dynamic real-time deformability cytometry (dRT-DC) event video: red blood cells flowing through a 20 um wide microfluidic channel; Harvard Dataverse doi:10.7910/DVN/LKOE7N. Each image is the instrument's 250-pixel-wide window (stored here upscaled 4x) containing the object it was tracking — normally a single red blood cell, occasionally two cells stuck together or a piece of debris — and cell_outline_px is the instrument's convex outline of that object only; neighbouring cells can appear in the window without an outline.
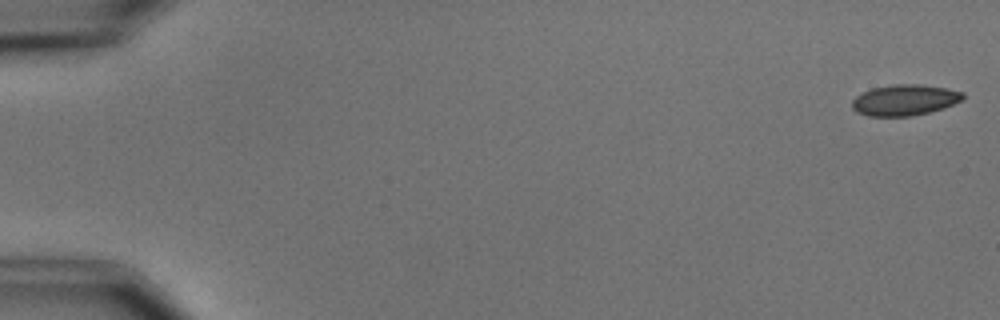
{"species": "common noctule bat (a hibernating species)", "species_latin": "Nyctalus noctula", "temperature_condition": "cold", "stored_images_in_passage": 5, "camera_frame_rate_fps": 3000, "um_per_image_px": 0.085, "animal": {"sex": "male", "body_mass_g": 15.6}, "frame": {"image": 1, "passage_image": 1, "time_ms": 0.0, "image_size_px": [1000, 320], "cell_outline_px": [[964, 100], [944, 108], [912, 116], [868, 116], [856, 112], [852, 108], [852, 100], [856, 96], [872, 88], [892, 84], [920, 84], [944, 88], [964, 92]], "centroid_in_image_um": [76.9, 8.5], "position_along_channel_um": 8.1, "area_um2": 20.06}}
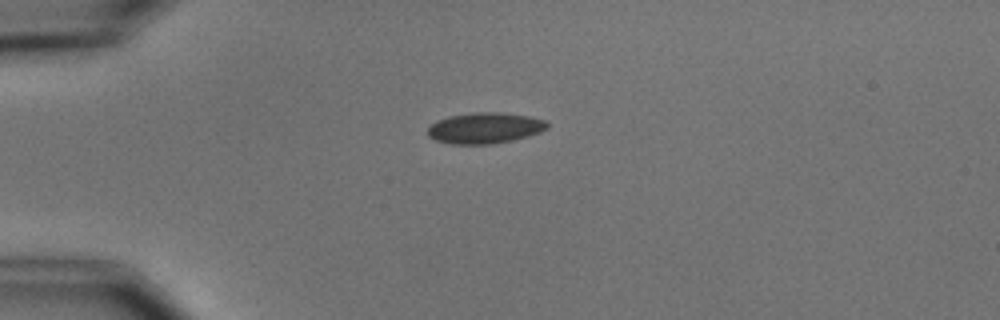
{"frame": {"image": 2, "passage_image": 4, "time_ms": 4.333, "image_size_px": [1000, 320], "cell_outline_px": [[548, 128], [540, 132], [528, 136], [512, 140], [488, 144], [452, 144], [436, 140], [428, 136], [428, 128], [436, 120], [448, 116], [472, 112], [500, 112], [528, 116], [544, 120], [548, 124]], "centroid_in_image_um": [41.19, 10.87], "position_along_channel_um": 43.8, "area_um2": 21.5}}